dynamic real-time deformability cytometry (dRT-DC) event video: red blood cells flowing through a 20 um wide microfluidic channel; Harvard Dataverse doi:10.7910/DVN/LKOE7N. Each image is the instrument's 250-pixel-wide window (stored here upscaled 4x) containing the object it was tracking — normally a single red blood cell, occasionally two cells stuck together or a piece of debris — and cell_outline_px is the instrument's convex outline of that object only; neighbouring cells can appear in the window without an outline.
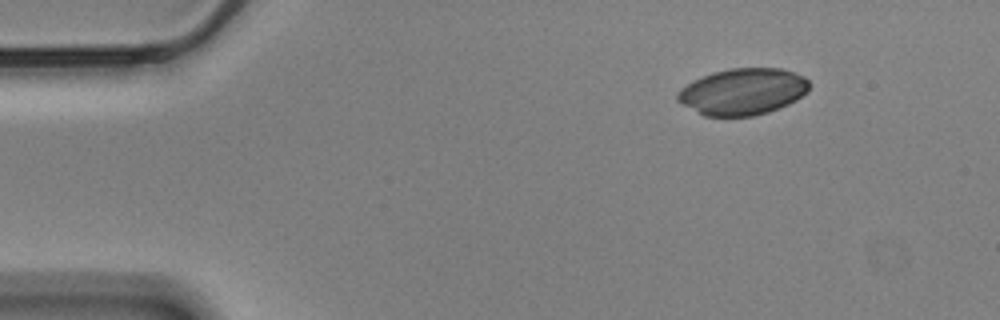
{"species": "Egyptian fruit bat (a non-hibernating species)", "species_latin": "Rousettus aegyptiacus", "temperature_condition": "cold", "stored_images_in_passage": 51, "camera_frame_rate_fps": 3000, "um_per_image_px": 0.085, "animal": {"sex": "male"}, "frame": {"image": 1, "passage_image": 1, "time_ms": 0.0, "image_size_px": [1000, 320], "cell_outline_px": [[808, 92], [796, 100], [788, 104], [768, 112], [752, 116], [704, 116], [676, 100], [676, 92], [680, 88], [692, 80], [712, 72], [728, 68], [780, 68], [796, 72], [804, 76], [808, 80]], "centroid_in_image_um": [63.12, 7.77], "position_along_channel_um": 21.9, "area_um2": 35.95}}
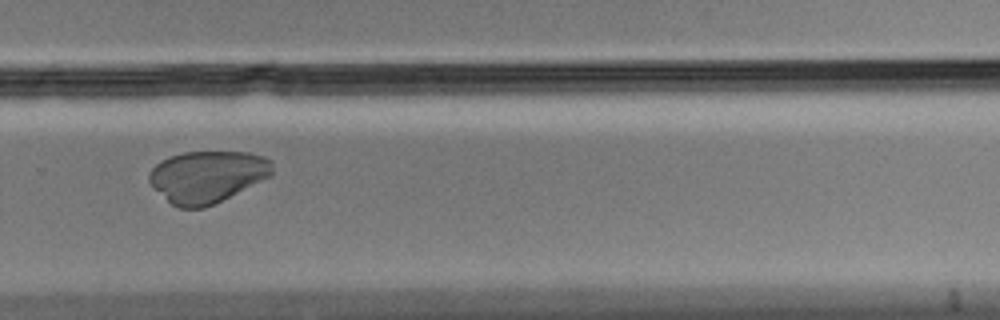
{"frame": {"image": 2, "passage_image": 33, "time_ms": 10.667, "image_size_px": [1000, 320], "cell_outline_px": [[272, 176], [204, 208], [180, 208], [172, 204], [148, 180], [148, 172], [160, 160], [168, 156], [184, 152], [248, 152], [264, 156], [272, 160]], "centroid_in_image_um": [17.63, 14.99], "position_along_channel_um": 312.2, "area_um2": 37.05}}